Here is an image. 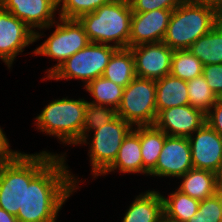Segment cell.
I'll return each instance as SVG.
<instances>
[{"mask_svg":"<svg viewBox=\"0 0 222 222\" xmlns=\"http://www.w3.org/2000/svg\"><path fill=\"white\" fill-rule=\"evenodd\" d=\"M112 44H100L90 42L86 47L76 52L62 64H60L45 79L66 80L79 79L86 86L92 80L103 75L105 67L109 63L113 53L117 50Z\"/></svg>","mask_w":222,"mask_h":222,"instance_id":"cell-6","label":"cell"},{"mask_svg":"<svg viewBox=\"0 0 222 222\" xmlns=\"http://www.w3.org/2000/svg\"><path fill=\"white\" fill-rule=\"evenodd\" d=\"M8 138L0 128V163L9 160L17 151L11 150Z\"/></svg>","mask_w":222,"mask_h":222,"instance_id":"cell-34","label":"cell"},{"mask_svg":"<svg viewBox=\"0 0 222 222\" xmlns=\"http://www.w3.org/2000/svg\"><path fill=\"white\" fill-rule=\"evenodd\" d=\"M0 6L34 29L35 41L43 35L35 28L49 29L56 22L57 0H0Z\"/></svg>","mask_w":222,"mask_h":222,"instance_id":"cell-12","label":"cell"},{"mask_svg":"<svg viewBox=\"0 0 222 222\" xmlns=\"http://www.w3.org/2000/svg\"><path fill=\"white\" fill-rule=\"evenodd\" d=\"M167 136L165 132L156 128L154 125L140 126L143 174L149 175L155 168Z\"/></svg>","mask_w":222,"mask_h":222,"instance_id":"cell-23","label":"cell"},{"mask_svg":"<svg viewBox=\"0 0 222 222\" xmlns=\"http://www.w3.org/2000/svg\"><path fill=\"white\" fill-rule=\"evenodd\" d=\"M205 123V114L191 105L160 110L154 126L168 136L189 137Z\"/></svg>","mask_w":222,"mask_h":222,"instance_id":"cell-15","label":"cell"},{"mask_svg":"<svg viewBox=\"0 0 222 222\" xmlns=\"http://www.w3.org/2000/svg\"><path fill=\"white\" fill-rule=\"evenodd\" d=\"M102 76L125 88L136 77L135 61L131 49L118 48L113 53Z\"/></svg>","mask_w":222,"mask_h":222,"instance_id":"cell-22","label":"cell"},{"mask_svg":"<svg viewBox=\"0 0 222 222\" xmlns=\"http://www.w3.org/2000/svg\"><path fill=\"white\" fill-rule=\"evenodd\" d=\"M56 156L42 151L26 154L17 151L0 164V208L17 216L24 205V189L31 180Z\"/></svg>","mask_w":222,"mask_h":222,"instance_id":"cell-2","label":"cell"},{"mask_svg":"<svg viewBox=\"0 0 222 222\" xmlns=\"http://www.w3.org/2000/svg\"><path fill=\"white\" fill-rule=\"evenodd\" d=\"M132 129L129 123L116 116L111 122L94 130L89 150L94 177L100 176L114 162L123 139Z\"/></svg>","mask_w":222,"mask_h":222,"instance_id":"cell-9","label":"cell"},{"mask_svg":"<svg viewBox=\"0 0 222 222\" xmlns=\"http://www.w3.org/2000/svg\"><path fill=\"white\" fill-rule=\"evenodd\" d=\"M217 175H218L219 184H222V166Z\"/></svg>","mask_w":222,"mask_h":222,"instance_id":"cell-39","label":"cell"},{"mask_svg":"<svg viewBox=\"0 0 222 222\" xmlns=\"http://www.w3.org/2000/svg\"><path fill=\"white\" fill-rule=\"evenodd\" d=\"M203 64L188 49L174 50L170 74L184 81L203 74Z\"/></svg>","mask_w":222,"mask_h":222,"instance_id":"cell-26","label":"cell"},{"mask_svg":"<svg viewBox=\"0 0 222 222\" xmlns=\"http://www.w3.org/2000/svg\"><path fill=\"white\" fill-rule=\"evenodd\" d=\"M222 220V202L218 193L200 201L198 211L186 222H220Z\"/></svg>","mask_w":222,"mask_h":222,"instance_id":"cell-30","label":"cell"},{"mask_svg":"<svg viewBox=\"0 0 222 222\" xmlns=\"http://www.w3.org/2000/svg\"><path fill=\"white\" fill-rule=\"evenodd\" d=\"M193 168L188 137L167 136L150 176L180 177Z\"/></svg>","mask_w":222,"mask_h":222,"instance_id":"cell-14","label":"cell"},{"mask_svg":"<svg viewBox=\"0 0 222 222\" xmlns=\"http://www.w3.org/2000/svg\"><path fill=\"white\" fill-rule=\"evenodd\" d=\"M59 19V22L53 23V26L56 25L54 32L32 52L58 61L46 71L47 77L65 60L90 43L84 26L78 19Z\"/></svg>","mask_w":222,"mask_h":222,"instance_id":"cell-8","label":"cell"},{"mask_svg":"<svg viewBox=\"0 0 222 222\" xmlns=\"http://www.w3.org/2000/svg\"><path fill=\"white\" fill-rule=\"evenodd\" d=\"M188 50L204 66L222 64V19L208 33L196 40Z\"/></svg>","mask_w":222,"mask_h":222,"instance_id":"cell-21","label":"cell"},{"mask_svg":"<svg viewBox=\"0 0 222 222\" xmlns=\"http://www.w3.org/2000/svg\"><path fill=\"white\" fill-rule=\"evenodd\" d=\"M197 4L212 7L222 14V0H188Z\"/></svg>","mask_w":222,"mask_h":222,"instance_id":"cell-35","label":"cell"},{"mask_svg":"<svg viewBox=\"0 0 222 222\" xmlns=\"http://www.w3.org/2000/svg\"><path fill=\"white\" fill-rule=\"evenodd\" d=\"M205 122L222 137V99L218 98L216 103L205 114Z\"/></svg>","mask_w":222,"mask_h":222,"instance_id":"cell-33","label":"cell"},{"mask_svg":"<svg viewBox=\"0 0 222 222\" xmlns=\"http://www.w3.org/2000/svg\"><path fill=\"white\" fill-rule=\"evenodd\" d=\"M217 193L220 196V200L222 202V184H219L218 189H217Z\"/></svg>","mask_w":222,"mask_h":222,"instance_id":"cell-38","label":"cell"},{"mask_svg":"<svg viewBox=\"0 0 222 222\" xmlns=\"http://www.w3.org/2000/svg\"><path fill=\"white\" fill-rule=\"evenodd\" d=\"M65 155L57 154L24 189L18 222H56L57 215L79 183L68 170ZM78 180V181H77Z\"/></svg>","mask_w":222,"mask_h":222,"instance_id":"cell-1","label":"cell"},{"mask_svg":"<svg viewBox=\"0 0 222 222\" xmlns=\"http://www.w3.org/2000/svg\"><path fill=\"white\" fill-rule=\"evenodd\" d=\"M0 222H18L16 216L9 214L4 209L0 208Z\"/></svg>","mask_w":222,"mask_h":222,"instance_id":"cell-36","label":"cell"},{"mask_svg":"<svg viewBox=\"0 0 222 222\" xmlns=\"http://www.w3.org/2000/svg\"><path fill=\"white\" fill-rule=\"evenodd\" d=\"M129 48L133 53L137 77L157 80L170 74L174 50L164 42Z\"/></svg>","mask_w":222,"mask_h":222,"instance_id":"cell-13","label":"cell"},{"mask_svg":"<svg viewBox=\"0 0 222 222\" xmlns=\"http://www.w3.org/2000/svg\"><path fill=\"white\" fill-rule=\"evenodd\" d=\"M117 116L132 127L154 125L157 117L155 80L136 76L124 88Z\"/></svg>","mask_w":222,"mask_h":222,"instance_id":"cell-7","label":"cell"},{"mask_svg":"<svg viewBox=\"0 0 222 222\" xmlns=\"http://www.w3.org/2000/svg\"><path fill=\"white\" fill-rule=\"evenodd\" d=\"M220 20L216 9L186 0L172 11L162 42L173 50L188 49Z\"/></svg>","mask_w":222,"mask_h":222,"instance_id":"cell-4","label":"cell"},{"mask_svg":"<svg viewBox=\"0 0 222 222\" xmlns=\"http://www.w3.org/2000/svg\"><path fill=\"white\" fill-rule=\"evenodd\" d=\"M163 214L162 195L155 190H148L136 197L122 222H157Z\"/></svg>","mask_w":222,"mask_h":222,"instance_id":"cell-19","label":"cell"},{"mask_svg":"<svg viewBox=\"0 0 222 222\" xmlns=\"http://www.w3.org/2000/svg\"><path fill=\"white\" fill-rule=\"evenodd\" d=\"M186 0H129L133 13H144L155 9L174 10Z\"/></svg>","mask_w":222,"mask_h":222,"instance_id":"cell-31","label":"cell"},{"mask_svg":"<svg viewBox=\"0 0 222 222\" xmlns=\"http://www.w3.org/2000/svg\"><path fill=\"white\" fill-rule=\"evenodd\" d=\"M168 196L169 198H166L162 195L163 211L167 217L177 222H186L197 213L200 200L192 198L179 190Z\"/></svg>","mask_w":222,"mask_h":222,"instance_id":"cell-25","label":"cell"},{"mask_svg":"<svg viewBox=\"0 0 222 222\" xmlns=\"http://www.w3.org/2000/svg\"><path fill=\"white\" fill-rule=\"evenodd\" d=\"M157 222H177L163 214Z\"/></svg>","mask_w":222,"mask_h":222,"instance_id":"cell-37","label":"cell"},{"mask_svg":"<svg viewBox=\"0 0 222 222\" xmlns=\"http://www.w3.org/2000/svg\"><path fill=\"white\" fill-rule=\"evenodd\" d=\"M180 178L183 181L177 190L192 198L201 201L217 193L219 180L214 172L192 168Z\"/></svg>","mask_w":222,"mask_h":222,"instance_id":"cell-18","label":"cell"},{"mask_svg":"<svg viewBox=\"0 0 222 222\" xmlns=\"http://www.w3.org/2000/svg\"><path fill=\"white\" fill-rule=\"evenodd\" d=\"M35 42V32L0 6V59L10 68L24 48Z\"/></svg>","mask_w":222,"mask_h":222,"instance_id":"cell-10","label":"cell"},{"mask_svg":"<svg viewBox=\"0 0 222 222\" xmlns=\"http://www.w3.org/2000/svg\"><path fill=\"white\" fill-rule=\"evenodd\" d=\"M207 84L214 94L222 97V64H209L203 66V74Z\"/></svg>","mask_w":222,"mask_h":222,"instance_id":"cell-32","label":"cell"},{"mask_svg":"<svg viewBox=\"0 0 222 222\" xmlns=\"http://www.w3.org/2000/svg\"><path fill=\"white\" fill-rule=\"evenodd\" d=\"M173 10L155 9L133 13L131 17L129 47L163 41Z\"/></svg>","mask_w":222,"mask_h":222,"instance_id":"cell-16","label":"cell"},{"mask_svg":"<svg viewBox=\"0 0 222 222\" xmlns=\"http://www.w3.org/2000/svg\"><path fill=\"white\" fill-rule=\"evenodd\" d=\"M84 89L94 98L88 102L95 105L110 106L117 110L121 103L124 87L100 76L89 82Z\"/></svg>","mask_w":222,"mask_h":222,"instance_id":"cell-24","label":"cell"},{"mask_svg":"<svg viewBox=\"0 0 222 222\" xmlns=\"http://www.w3.org/2000/svg\"><path fill=\"white\" fill-rule=\"evenodd\" d=\"M189 105L206 114L216 103L218 97L210 89L203 75L187 81Z\"/></svg>","mask_w":222,"mask_h":222,"instance_id":"cell-27","label":"cell"},{"mask_svg":"<svg viewBox=\"0 0 222 222\" xmlns=\"http://www.w3.org/2000/svg\"><path fill=\"white\" fill-rule=\"evenodd\" d=\"M116 116L117 110L113 107L87 103L81 142L79 144H90L87 142L90 130L94 131L102 127L106 123L111 122Z\"/></svg>","mask_w":222,"mask_h":222,"instance_id":"cell-28","label":"cell"},{"mask_svg":"<svg viewBox=\"0 0 222 222\" xmlns=\"http://www.w3.org/2000/svg\"><path fill=\"white\" fill-rule=\"evenodd\" d=\"M87 103L84 99L67 97L54 100L35 118L37 128L45 134L58 137L63 144L77 145L81 142Z\"/></svg>","mask_w":222,"mask_h":222,"instance_id":"cell-5","label":"cell"},{"mask_svg":"<svg viewBox=\"0 0 222 222\" xmlns=\"http://www.w3.org/2000/svg\"><path fill=\"white\" fill-rule=\"evenodd\" d=\"M188 139L193 168L218 174L222 166V137L205 122Z\"/></svg>","mask_w":222,"mask_h":222,"instance_id":"cell-11","label":"cell"},{"mask_svg":"<svg viewBox=\"0 0 222 222\" xmlns=\"http://www.w3.org/2000/svg\"><path fill=\"white\" fill-rule=\"evenodd\" d=\"M155 82L157 113L167 108L189 104L187 81L168 74Z\"/></svg>","mask_w":222,"mask_h":222,"instance_id":"cell-20","label":"cell"},{"mask_svg":"<svg viewBox=\"0 0 222 222\" xmlns=\"http://www.w3.org/2000/svg\"><path fill=\"white\" fill-rule=\"evenodd\" d=\"M111 1L112 0H57V8L61 7L58 11L60 18L79 19L82 15L92 13L100 6L108 4Z\"/></svg>","mask_w":222,"mask_h":222,"instance_id":"cell-29","label":"cell"},{"mask_svg":"<svg viewBox=\"0 0 222 222\" xmlns=\"http://www.w3.org/2000/svg\"><path fill=\"white\" fill-rule=\"evenodd\" d=\"M132 9L129 0H112L78 20L92 43L113 42L117 48H129Z\"/></svg>","mask_w":222,"mask_h":222,"instance_id":"cell-3","label":"cell"},{"mask_svg":"<svg viewBox=\"0 0 222 222\" xmlns=\"http://www.w3.org/2000/svg\"><path fill=\"white\" fill-rule=\"evenodd\" d=\"M116 169L122 173H143L140 126L134 127L123 139L116 159L101 175L114 172Z\"/></svg>","mask_w":222,"mask_h":222,"instance_id":"cell-17","label":"cell"}]
</instances>
